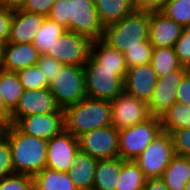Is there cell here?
<instances>
[{"instance_id": "ee69618b", "label": "cell", "mask_w": 190, "mask_h": 190, "mask_svg": "<svg viewBox=\"0 0 190 190\" xmlns=\"http://www.w3.org/2000/svg\"><path fill=\"white\" fill-rule=\"evenodd\" d=\"M27 0H0V7L7 8L10 10L22 9L26 4Z\"/></svg>"}, {"instance_id": "f546056e", "label": "cell", "mask_w": 190, "mask_h": 190, "mask_svg": "<svg viewBox=\"0 0 190 190\" xmlns=\"http://www.w3.org/2000/svg\"><path fill=\"white\" fill-rule=\"evenodd\" d=\"M146 179L134 160H124L116 190H139L145 186Z\"/></svg>"}, {"instance_id": "7dc6e473", "label": "cell", "mask_w": 190, "mask_h": 190, "mask_svg": "<svg viewBox=\"0 0 190 190\" xmlns=\"http://www.w3.org/2000/svg\"><path fill=\"white\" fill-rule=\"evenodd\" d=\"M4 46H5V43L0 41V67H1L2 62H3Z\"/></svg>"}, {"instance_id": "b9f144b4", "label": "cell", "mask_w": 190, "mask_h": 190, "mask_svg": "<svg viewBox=\"0 0 190 190\" xmlns=\"http://www.w3.org/2000/svg\"><path fill=\"white\" fill-rule=\"evenodd\" d=\"M177 102L190 105V76L186 73L177 90Z\"/></svg>"}, {"instance_id": "2e32d148", "label": "cell", "mask_w": 190, "mask_h": 190, "mask_svg": "<svg viewBox=\"0 0 190 190\" xmlns=\"http://www.w3.org/2000/svg\"><path fill=\"white\" fill-rule=\"evenodd\" d=\"M157 73L150 63L128 68L124 90L135 98L149 103L157 83Z\"/></svg>"}, {"instance_id": "e575fe53", "label": "cell", "mask_w": 190, "mask_h": 190, "mask_svg": "<svg viewBox=\"0 0 190 190\" xmlns=\"http://www.w3.org/2000/svg\"><path fill=\"white\" fill-rule=\"evenodd\" d=\"M170 134L175 154L190 157V128L177 129Z\"/></svg>"}, {"instance_id": "f6af8a7d", "label": "cell", "mask_w": 190, "mask_h": 190, "mask_svg": "<svg viewBox=\"0 0 190 190\" xmlns=\"http://www.w3.org/2000/svg\"><path fill=\"white\" fill-rule=\"evenodd\" d=\"M9 126L10 119H0V142L6 138Z\"/></svg>"}, {"instance_id": "4dcf8cb0", "label": "cell", "mask_w": 190, "mask_h": 190, "mask_svg": "<svg viewBox=\"0 0 190 190\" xmlns=\"http://www.w3.org/2000/svg\"><path fill=\"white\" fill-rule=\"evenodd\" d=\"M161 12L183 28L190 26V0H165Z\"/></svg>"}, {"instance_id": "d6986e66", "label": "cell", "mask_w": 190, "mask_h": 190, "mask_svg": "<svg viewBox=\"0 0 190 190\" xmlns=\"http://www.w3.org/2000/svg\"><path fill=\"white\" fill-rule=\"evenodd\" d=\"M40 54L33 43H6L1 69L18 72L25 67L35 66Z\"/></svg>"}, {"instance_id": "681fc988", "label": "cell", "mask_w": 190, "mask_h": 190, "mask_svg": "<svg viewBox=\"0 0 190 190\" xmlns=\"http://www.w3.org/2000/svg\"><path fill=\"white\" fill-rule=\"evenodd\" d=\"M186 69H187V73H188V75L190 76V65L187 66Z\"/></svg>"}, {"instance_id": "ffe728a7", "label": "cell", "mask_w": 190, "mask_h": 190, "mask_svg": "<svg viewBox=\"0 0 190 190\" xmlns=\"http://www.w3.org/2000/svg\"><path fill=\"white\" fill-rule=\"evenodd\" d=\"M73 162L74 164L68 173L73 180L74 186L80 190H92L97 159L78 150L74 155Z\"/></svg>"}, {"instance_id": "52a82bcc", "label": "cell", "mask_w": 190, "mask_h": 190, "mask_svg": "<svg viewBox=\"0 0 190 190\" xmlns=\"http://www.w3.org/2000/svg\"><path fill=\"white\" fill-rule=\"evenodd\" d=\"M48 88L54 95L56 103L63 109L81 101L87 97L84 67L62 65Z\"/></svg>"}, {"instance_id": "3957f363", "label": "cell", "mask_w": 190, "mask_h": 190, "mask_svg": "<svg viewBox=\"0 0 190 190\" xmlns=\"http://www.w3.org/2000/svg\"><path fill=\"white\" fill-rule=\"evenodd\" d=\"M149 18L150 12L134 10L121 21L104 27L102 40L123 54L129 48L153 47L148 40Z\"/></svg>"}, {"instance_id": "f35d334b", "label": "cell", "mask_w": 190, "mask_h": 190, "mask_svg": "<svg viewBox=\"0 0 190 190\" xmlns=\"http://www.w3.org/2000/svg\"><path fill=\"white\" fill-rule=\"evenodd\" d=\"M55 2L56 0H27L22 9L48 17Z\"/></svg>"}, {"instance_id": "f1b7e54d", "label": "cell", "mask_w": 190, "mask_h": 190, "mask_svg": "<svg viewBox=\"0 0 190 190\" xmlns=\"http://www.w3.org/2000/svg\"><path fill=\"white\" fill-rule=\"evenodd\" d=\"M150 64L158 78L169 75L182 66L177 58L175 48L171 47L153 48Z\"/></svg>"}, {"instance_id": "c3c4849f", "label": "cell", "mask_w": 190, "mask_h": 190, "mask_svg": "<svg viewBox=\"0 0 190 190\" xmlns=\"http://www.w3.org/2000/svg\"><path fill=\"white\" fill-rule=\"evenodd\" d=\"M185 190H190V180L186 183Z\"/></svg>"}, {"instance_id": "60d3db41", "label": "cell", "mask_w": 190, "mask_h": 190, "mask_svg": "<svg viewBox=\"0 0 190 190\" xmlns=\"http://www.w3.org/2000/svg\"><path fill=\"white\" fill-rule=\"evenodd\" d=\"M165 0H132V5L136 11H161Z\"/></svg>"}, {"instance_id": "bcb514c9", "label": "cell", "mask_w": 190, "mask_h": 190, "mask_svg": "<svg viewBox=\"0 0 190 190\" xmlns=\"http://www.w3.org/2000/svg\"><path fill=\"white\" fill-rule=\"evenodd\" d=\"M11 111L6 107L0 94V119H10Z\"/></svg>"}, {"instance_id": "1f68e13d", "label": "cell", "mask_w": 190, "mask_h": 190, "mask_svg": "<svg viewBox=\"0 0 190 190\" xmlns=\"http://www.w3.org/2000/svg\"><path fill=\"white\" fill-rule=\"evenodd\" d=\"M17 74L24 90H38L49 87V83L37 65L25 67Z\"/></svg>"}, {"instance_id": "7c38bea8", "label": "cell", "mask_w": 190, "mask_h": 190, "mask_svg": "<svg viewBox=\"0 0 190 190\" xmlns=\"http://www.w3.org/2000/svg\"><path fill=\"white\" fill-rule=\"evenodd\" d=\"M64 112L48 87L38 90H24L15 109L10 115V124L15 125L21 118L30 115Z\"/></svg>"}, {"instance_id": "4316f807", "label": "cell", "mask_w": 190, "mask_h": 190, "mask_svg": "<svg viewBox=\"0 0 190 190\" xmlns=\"http://www.w3.org/2000/svg\"><path fill=\"white\" fill-rule=\"evenodd\" d=\"M24 88L18 74L0 68V94L6 107L12 112L23 94Z\"/></svg>"}, {"instance_id": "44dd1931", "label": "cell", "mask_w": 190, "mask_h": 190, "mask_svg": "<svg viewBox=\"0 0 190 190\" xmlns=\"http://www.w3.org/2000/svg\"><path fill=\"white\" fill-rule=\"evenodd\" d=\"M123 164L121 157L97 160L92 190H116Z\"/></svg>"}, {"instance_id": "7a4b0ae2", "label": "cell", "mask_w": 190, "mask_h": 190, "mask_svg": "<svg viewBox=\"0 0 190 190\" xmlns=\"http://www.w3.org/2000/svg\"><path fill=\"white\" fill-rule=\"evenodd\" d=\"M6 139L15 174L34 177L46 167L47 140L25 134L13 124L8 128Z\"/></svg>"}, {"instance_id": "d4e9b609", "label": "cell", "mask_w": 190, "mask_h": 190, "mask_svg": "<svg viewBox=\"0 0 190 190\" xmlns=\"http://www.w3.org/2000/svg\"><path fill=\"white\" fill-rule=\"evenodd\" d=\"M91 56L98 62V68L128 69L124 54L111 48L102 39L92 42Z\"/></svg>"}, {"instance_id": "d590c367", "label": "cell", "mask_w": 190, "mask_h": 190, "mask_svg": "<svg viewBox=\"0 0 190 190\" xmlns=\"http://www.w3.org/2000/svg\"><path fill=\"white\" fill-rule=\"evenodd\" d=\"M175 51L180 64L184 67L190 65V26L184 27L181 37L176 41Z\"/></svg>"}, {"instance_id": "30bf717a", "label": "cell", "mask_w": 190, "mask_h": 190, "mask_svg": "<svg viewBox=\"0 0 190 190\" xmlns=\"http://www.w3.org/2000/svg\"><path fill=\"white\" fill-rule=\"evenodd\" d=\"M119 130L108 125L78 137L79 150L97 160L119 157Z\"/></svg>"}, {"instance_id": "5b68a950", "label": "cell", "mask_w": 190, "mask_h": 190, "mask_svg": "<svg viewBox=\"0 0 190 190\" xmlns=\"http://www.w3.org/2000/svg\"><path fill=\"white\" fill-rule=\"evenodd\" d=\"M83 67L88 98L112 101L124 91L128 69L98 68V62L91 55Z\"/></svg>"}, {"instance_id": "8fae6325", "label": "cell", "mask_w": 190, "mask_h": 190, "mask_svg": "<svg viewBox=\"0 0 190 190\" xmlns=\"http://www.w3.org/2000/svg\"><path fill=\"white\" fill-rule=\"evenodd\" d=\"M110 103L111 123L117 130L142 123L151 117L148 104L128 94L125 90Z\"/></svg>"}, {"instance_id": "9a60e30c", "label": "cell", "mask_w": 190, "mask_h": 190, "mask_svg": "<svg viewBox=\"0 0 190 190\" xmlns=\"http://www.w3.org/2000/svg\"><path fill=\"white\" fill-rule=\"evenodd\" d=\"M15 125L25 134L48 141L65 129L64 112L30 115L21 118Z\"/></svg>"}, {"instance_id": "484cf974", "label": "cell", "mask_w": 190, "mask_h": 190, "mask_svg": "<svg viewBox=\"0 0 190 190\" xmlns=\"http://www.w3.org/2000/svg\"><path fill=\"white\" fill-rule=\"evenodd\" d=\"M65 31H67L66 28L46 17L36 32L33 45L40 55H46L48 52H52L53 45Z\"/></svg>"}, {"instance_id": "d6a6232c", "label": "cell", "mask_w": 190, "mask_h": 190, "mask_svg": "<svg viewBox=\"0 0 190 190\" xmlns=\"http://www.w3.org/2000/svg\"><path fill=\"white\" fill-rule=\"evenodd\" d=\"M0 190H34L33 177L23 174H12L0 178Z\"/></svg>"}, {"instance_id": "7bdbcfd3", "label": "cell", "mask_w": 190, "mask_h": 190, "mask_svg": "<svg viewBox=\"0 0 190 190\" xmlns=\"http://www.w3.org/2000/svg\"><path fill=\"white\" fill-rule=\"evenodd\" d=\"M144 188L146 190H169L161 178H147Z\"/></svg>"}, {"instance_id": "836d02e7", "label": "cell", "mask_w": 190, "mask_h": 190, "mask_svg": "<svg viewBox=\"0 0 190 190\" xmlns=\"http://www.w3.org/2000/svg\"><path fill=\"white\" fill-rule=\"evenodd\" d=\"M153 47L129 48L124 53L125 62L128 68L150 63Z\"/></svg>"}, {"instance_id": "ac0fdd59", "label": "cell", "mask_w": 190, "mask_h": 190, "mask_svg": "<svg viewBox=\"0 0 190 190\" xmlns=\"http://www.w3.org/2000/svg\"><path fill=\"white\" fill-rule=\"evenodd\" d=\"M45 18L44 15L23 9L14 10L7 43H33L36 32L42 26Z\"/></svg>"}, {"instance_id": "7402d4cb", "label": "cell", "mask_w": 190, "mask_h": 190, "mask_svg": "<svg viewBox=\"0 0 190 190\" xmlns=\"http://www.w3.org/2000/svg\"><path fill=\"white\" fill-rule=\"evenodd\" d=\"M161 179L169 190H185V185L190 180V157L175 154Z\"/></svg>"}, {"instance_id": "83f0119b", "label": "cell", "mask_w": 190, "mask_h": 190, "mask_svg": "<svg viewBox=\"0 0 190 190\" xmlns=\"http://www.w3.org/2000/svg\"><path fill=\"white\" fill-rule=\"evenodd\" d=\"M162 131L171 133L177 129L190 128V105L175 102L160 117Z\"/></svg>"}, {"instance_id": "e0dca14e", "label": "cell", "mask_w": 190, "mask_h": 190, "mask_svg": "<svg viewBox=\"0 0 190 190\" xmlns=\"http://www.w3.org/2000/svg\"><path fill=\"white\" fill-rule=\"evenodd\" d=\"M182 31L181 25L161 11L150 12L148 40L153 48H174Z\"/></svg>"}, {"instance_id": "277c9868", "label": "cell", "mask_w": 190, "mask_h": 190, "mask_svg": "<svg viewBox=\"0 0 190 190\" xmlns=\"http://www.w3.org/2000/svg\"><path fill=\"white\" fill-rule=\"evenodd\" d=\"M111 116L110 101L85 97L64 108L65 130L78 138L93 129L112 125Z\"/></svg>"}, {"instance_id": "8d00e7d4", "label": "cell", "mask_w": 190, "mask_h": 190, "mask_svg": "<svg viewBox=\"0 0 190 190\" xmlns=\"http://www.w3.org/2000/svg\"><path fill=\"white\" fill-rule=\"evenodd\" d=\"M62 65V63L47 55H40L39 61L37 62V66L40 68L49 84L52 82L56 74H58Z\"/></svg>"}, {"instance_id": "6da1fadb", "label": "cell", "mask_w": 190, "mask_h": 190, "mask_svg": "<svg viewBox=\"0 0 190 190\" xmlns=\"http://www.w3.org/2000/svg\"><path fill=\"white\" fill-rule=\"evenodd\" d=\"M48 17L92 41L102 39L104 27L99 21L94 0H56Z\"/></svg>"}, {"instance_id": "8992f818", "label": "cell", "mask_w": 190, "mask_h": 190, "mask_svg": "<svg viewBox=\"0 0 190 190\" xmlns=\"http://www.w3.org/2000/svg\"><path fill=\"white\" fill-rule=\"evenodd\" d=\"M161 132V119L158 116L119 130V157L135 160Z\"/></svg>"}, {"instance_id": "ba28073f", "label": "cell", "mask_w": 190, "mask_h": 190, "mask_svg": "<svg viewBox=\"0 0 190 190\" xmlns=\"http://www.w3.org/2000/svg\"><path fill=\"white\" fill-rule=\"evenodd\" d=\"M174 155L171 134L161 132L134 161L146 178H161Z\"/></svg>"}, {"instance_id": "cb8c5ba5", "label": "cell", "mask_w": 190, "mask_h": 190, "mask_svg": "<svg viewBox=\"0 0 190 190\" xmlns=\"http://www.w3.org/2000/svg\"><path fill=\"white\" fill-rule=\"evenodd\" d=\"M34 190H76L68 172L43 168L33 177Z\"/></svg>"}, {"instance_id": "5bb4252c", "label": "cell", "mask_w": 190, "mask_h": 190, "mask_svg": "<svg viewBox=\"0 0 190 190\" xmlns=\"http://www.w3.org/2000/svg\"><path fill=\"white\" fill-rule=\"evenodd\" d=\"M187 69L181 66L178 70L169 75L159 77L153 92L152 98L148 103L151 116L161 117L175 102H177V90Z\"/></svg>"}, {"instance_id": "74e56055", "label": "cell", "mask_w": 190, "mask_h": 190, "mask_svg": "<svg viewBox=\"0 0 190 190\" xmlns=\"http://www.w3.org/2000/svg\"><path fill=\"white\" fill-rule=\"evenodd\" d=\"M14 174L10 145L5 138L0 142V178Z\"/></svg>"}, {"instance_id": "4fadbf2b", "label": "cell", "mask_w": 190, "mask_h": 190, "mask_svg": "<svg viewBox=\"0 0 190 190\" xmlns=\"http://www.w3.org/2000/svg\"><path fill=\"white\" fill-rule=\"evenodd\" d=\"M78 150V138L64 129L48 140L46 168L69 172L74 164V155Z\"/></svg>"}, {"instance_id": "603a6c76", "label": "cell", "mask_w": 190, "mask_h": 190, "mask_svg": "<svg viewBox=\"0 0 190 190\" xmlns=\"http://www.w3.org/2000/svg\"><path fill=\"white\" fill-rule=\"evenodd\" d=\"M99 21L106 27L134 11L132 0H94Z\"/></svg>"}, {"instance_id": "9c48e42d", "label": "cell", "mask_w": 190, "mask_h": 190, "mask_svg": "<svg viewBox=\"0 0 190 190\" xmlns=\"http://www.w3.org/2000/svg\"><path fill=\"white\" fill-rule=\"evenodd\" d=\"M92 40L73 31H65L46 55L63 65L84 66L91 55Z\"/></svg>"}, {"instance_id": "ab89813d", "label": "cell", "mask_w": 190, "mask_h": 190, "mask_svg": "<svg viewBox=\"0 0 190 190\" xmlns=\"http://www.w3.org/2000/svg\"><path fill=\"white\" fill-rule=\"evenodd\" d=\"M13 18V10L0 7V41L7 43L10 35V24Z\"/></svg>"}]
</instances>
